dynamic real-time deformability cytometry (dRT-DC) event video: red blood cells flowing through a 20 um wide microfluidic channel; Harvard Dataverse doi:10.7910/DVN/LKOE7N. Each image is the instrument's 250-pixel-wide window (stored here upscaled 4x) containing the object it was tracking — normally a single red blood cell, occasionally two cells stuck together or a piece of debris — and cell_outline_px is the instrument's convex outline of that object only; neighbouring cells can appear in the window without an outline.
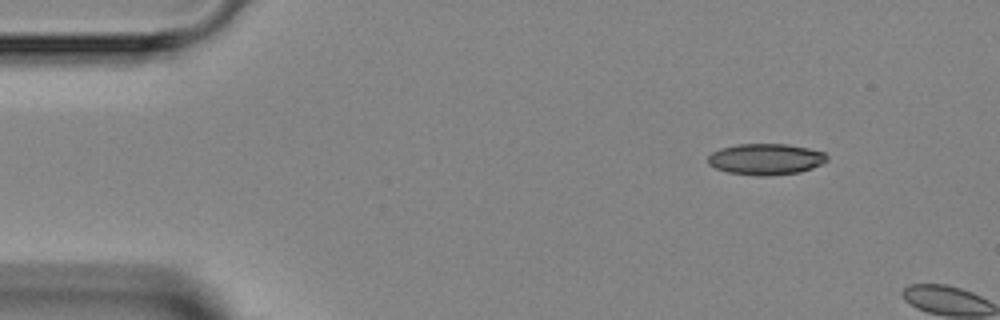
{"species": "Egyptian fruit bat (a non-hibernating species)", "species_latin": "Rousettus aegyptiacus", "temperature_condition": "room temperature", "stored_images_in_passage": 2, "camera_frame_rate_fps": 3000, "um_per_image_px": 0.085, "animal": {"sex": "female"}, "frame": {"image": 1, "passage_image": 1, "time_ms": 0.0, "image_size_px": [1000, 320], "cell_outline_px": [[828, 160], [824, 164], [800, 172], [768, 176], [760, 176], [728, 172], [716, 168], [708, 164], [708, 156], [712, 152], [720, 148], [736, 144], [788, 144], [808, 148], [824, 152], [828, 156]], "centroid_in_image_um": [65.11, 13.53], "position_along_channel_um": 19.9, "area_um2": 21.79}}